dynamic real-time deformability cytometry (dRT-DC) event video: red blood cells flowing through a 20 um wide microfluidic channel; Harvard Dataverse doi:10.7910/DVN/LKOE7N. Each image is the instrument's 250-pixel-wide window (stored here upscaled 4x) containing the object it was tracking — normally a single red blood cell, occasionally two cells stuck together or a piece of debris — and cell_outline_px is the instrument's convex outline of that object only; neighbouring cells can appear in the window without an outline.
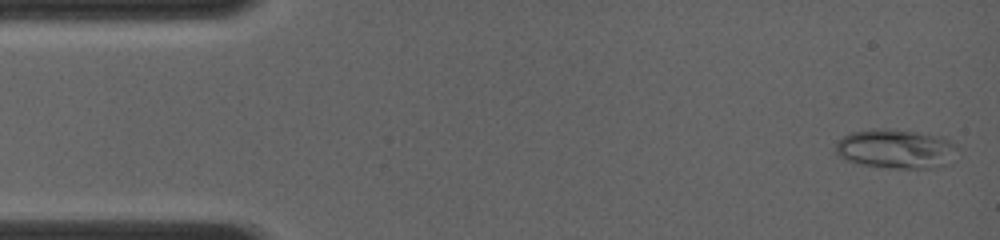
{"species": "common noctule bat (a hibernating species)", "species_latin": "Nyctalus noctula", "temperature_condition": "room temperature", "stored_images_in_passage": 4, "camera_frame_rate_fps": 4000, "um_per_image_px": 0.085, "animal": {"sex": "female", "body_mass_g": 19.0, "forearm_length_mm": 56.7}, "frame": {"image": 1, "passage_image": 1, "time_ms": 0.0, "image_size_px": [1000, 240], "cell_outline_px": [[960, 148], [948, 164], [932, 168], [888, 168], [860, 164], [844, 160], [836, 152], [836, 144], [844, 136], [852, 132], [876, 128], [880, 128], [916, 132], [944, 136], [956, 144]], "centroid_in_image_um": [76.2, 12.66], "position_along_channel_um": 8.8, "area_um2": 28.09}}